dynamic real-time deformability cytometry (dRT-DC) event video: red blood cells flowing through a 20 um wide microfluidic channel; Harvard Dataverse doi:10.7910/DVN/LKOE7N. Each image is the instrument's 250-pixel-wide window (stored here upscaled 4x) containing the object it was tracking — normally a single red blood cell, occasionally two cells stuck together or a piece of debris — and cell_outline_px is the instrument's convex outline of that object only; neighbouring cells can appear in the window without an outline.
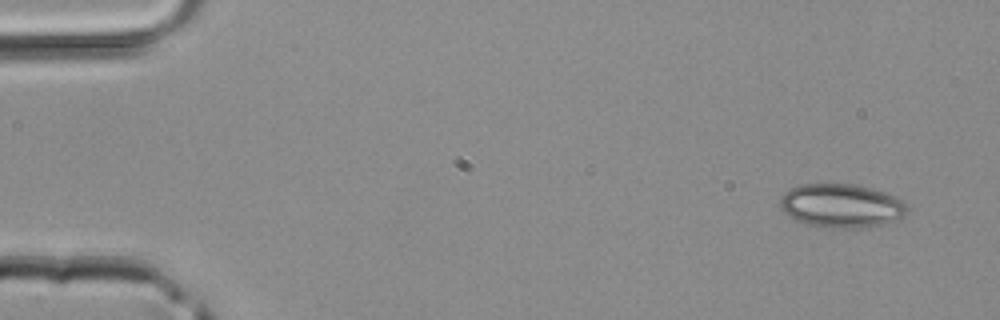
{"species": "common noctule bat (a hibernating species)", "species_latin": "Nyctalus noctula", "temperature_condition": "room temperature", "stored_images_in_passage": 43, "camera_frame_rate_fps": 3000, "um_per_image_px": 0.085, "animal": {"sex": "male", "body_mass_g": 20.4}, "frame": {"image": 1, "passage_image": 1, "time_ms": 0.0, "image_size_px": [1000, 320], "cell_outline_px": [[908, 212], [900, 220], [884, 224], [860, 228], [828, 228], [804, 224], [792, 220], [780, 208], [780, 196], [788, 188], [800, 184], [852, 184], [872, 188], [896, 196], [908, 208]], "centroid_in_image_um": [71.48, 17.5], "position_along_channel_um": 13.5, "area_um2": 33.0}}
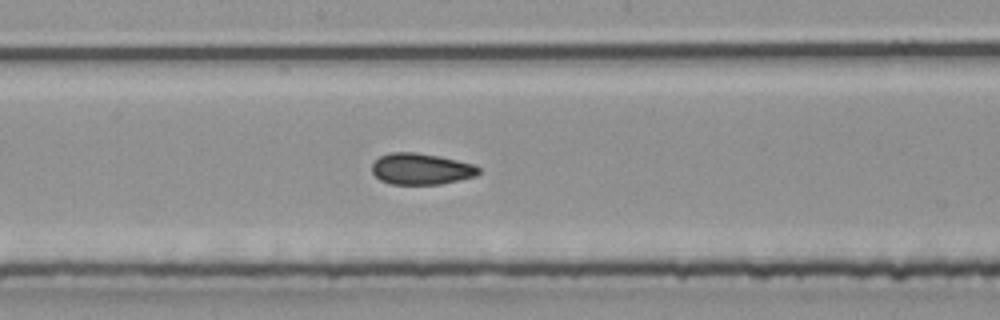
{"frame": {"image": 2, "passage_image": 22, "time_ms": 7.0, "image_size_px": [1000, 320], "cell_outline_px": [[480, 172], [476, 176], [440, 184], [392, 184], [380, 180], [372, 172], [372, 164], [380, 156], [392, 152], [416, 152], [440, 156], [472, 164], [480, 168]], "centroid_in_image_um": [35.79, 14.35], "position_along_channel_um": 212.4, "area_um2": 19.36}}
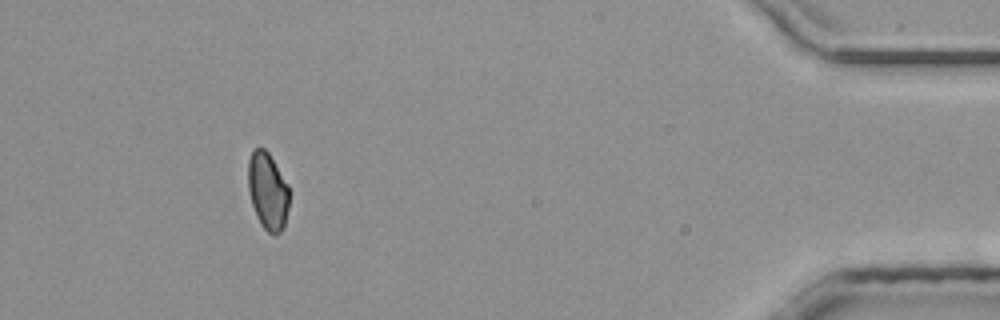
{"frame": {"image": 3, "passage_image": 39, "time_ms": 12.667, "image_size_px": [1000, 320], "cell_outline_px": [[288, 208], [284, 228], [276, 236], [272, 236], [260, 224], [256, 216], [252, 204], [248, 188], [248, 160], [252, 148], [264, 148], [268, 152], [288, 184]], "centroid_in_image_um": [22.75, 16.26], "position_along_channel_um": 412.5, "area_um2": 18.67}}